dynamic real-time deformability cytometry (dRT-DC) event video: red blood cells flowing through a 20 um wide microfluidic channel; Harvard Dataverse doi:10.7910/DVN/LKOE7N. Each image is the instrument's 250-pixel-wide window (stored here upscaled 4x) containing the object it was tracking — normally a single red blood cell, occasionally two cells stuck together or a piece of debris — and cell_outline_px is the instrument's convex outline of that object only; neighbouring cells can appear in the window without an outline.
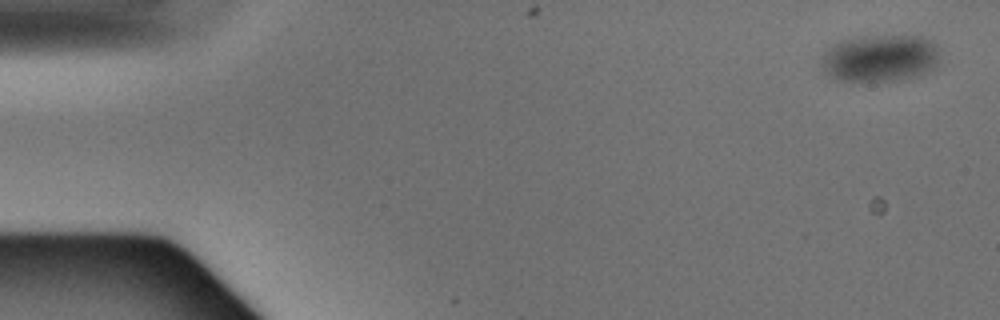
{"species": "Egyptian fruit bat (a non-hibernating species)", "species_latin": "Rousettus aegyptiacus", "temperature_condition": "warm", "stored_images_in_passage": 5, "camera_frame_rate_fps": 3000, "um_per_image_px": 0.085, "animal": {"sex": "male"}, "frame": {"image": 1, "passage_image": 1, "time_ms": 0.0, "image_size_px": [1000, 320], "cell_outline_px": [[936, 64], [932, 68], [916, 76], [896, 80], [836, 80], [828, 76], [824, 72], [820, 64], [828, 48], [840, 40], [864, 36], [920, 36], [936, 44]], "centroid_in_image_um": [74.73, 4.94], "position_along_channel_um": 10.3, "area_um2": 31.96}}
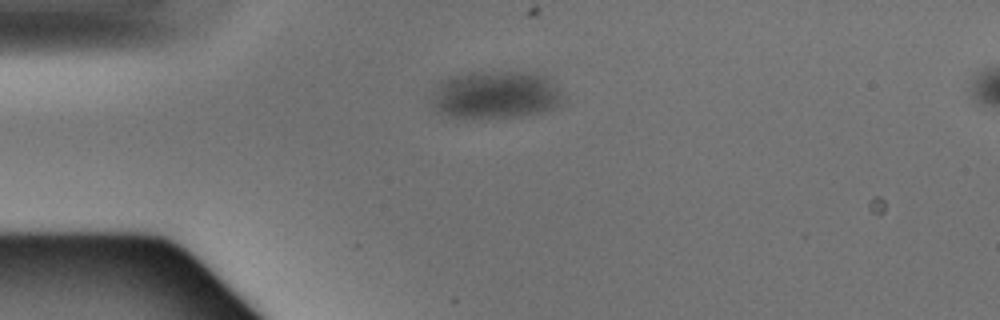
{"frame": {"image": 2, "passage_image": 4, "time_ms": 1.0, "image_size_px": [1000, 320], "cell_outline_px": [[564, 100], [556, 108], [540, 112], [520, 116], [448, 116], [436, 112], [432, 108], [432, 100], [436, 88], [440, 80], [452, 76], [472, 72], [536, 72], [548, 76]], "centroid_in_image_um": [42.13, 8.03], "position_along_channel_um": 42.9, "area_um2": 36.13}}
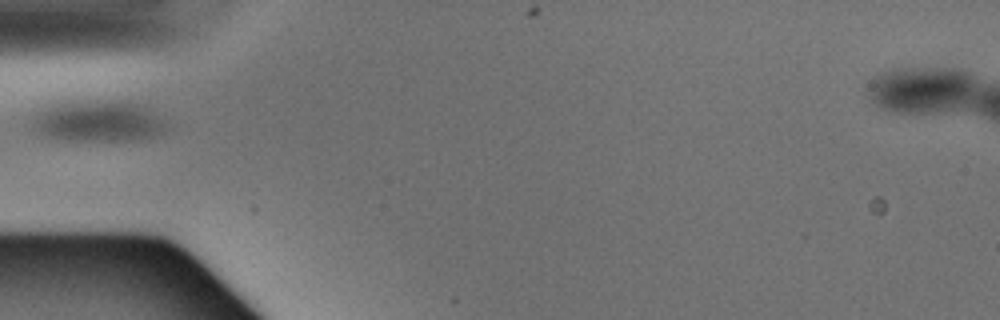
{"frame": {"image": 3, "passage_image": 5, "time_ms": 1.333, "image_size_px": [1000, 320], "cell_outline_px": [[164, 128], [160, 132], [152, 136], [136, 140], [64, 140], [44, 136], [32, 124], [36, 112], [40, 104], [44, 100], [60, 96], [120, 96], [140, 100], [148, 104], [164, 120]], "centroid_in_image_um": [8.24, 10.08], "position_along_channel_um": 76.8, "area_um2": 36.07}}